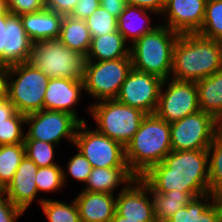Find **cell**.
Returning <instances> with one entry per match:
<instances>
[{
    "mask_svg": "<svg viewBox=\"0 0 222 222\" xmlns=\"http://www.w3.org/2000/svg\"><path fill=\"white\" fill-rule=\"evenodd\" d=\"M99 6V0H79L70 16L76 19L86 20Z\"/></svg>",
    "mask_w": 222,
    "mask_h": 222,
    "instance_id": "f35d334b",
    "label": "cell"
},
{
    "mask_svg": "<svg viewBox=\"0 0 222 222\" xmlns=\"http://www.w3.org/2000/svg\"><path fill=\"white\" fill-rule=\"evenodd\" d=\"M3 192H4V189L0 185V194H2Z\"/></svg>",
    "mask_w": 222,
    "mask_h": 222,
    "instance_id": "681fc988",
    "label": "cell"
},
{
    "mask_svg": "<svg viewBox=\"0 0 222 222\" xmlns=\"http://www.w3.org/2000/svg\"><path fill=\"white\" fill-rule=\"evenodd\" d=\"M49 77L28 62L9 66L8 100L18 113L43 110Z\"/></svg>",
    "mask_w": 222,
    "mask_h": 222,
    "instance_id": "52a82bcc",
    "label": "cell"
},
{
    "mask_svg": "<svg viewBox=\"0 0 222 222\" xmlns=\"http://www.w3.org/2000/svg\"><path fill=\"white\" fill-rule=\"evenodd\" d=\"M91 38L117 31V18L99 6L86 20Z\"/></svg>",
    "mask_w": 222,
    "mask_h": 222,
    "instance_id": "e575fe53",
    "label": "cell"
},
{
    "mask_svg": "<svg viewBox=\"0 0 222 222\" xmlns=\"http://www.w3.org/2000/svg\"><path fill=\"white\" fill-rule=\"evenodd\" d=\"M86 57L66 47L58 38L33 43L28 63L49 79L83 81Z\"/></svg>",
    "mask_w": 222,
    "mask_h": 222,
    "instance_id": "5b68a950",
    "label": "cell"
},
{
    "mask_svg": "<svg viewBox=\"0 0 222 222\" xmlns=\"http://www.w3.org/2000/svg\"><path fill=\"white\" fill-rule=\"evenodd\" d=\"M166 222H222V202L211 193L197 196Z\"/></svg>",
    "mask_w": 222,
    "mask_h": 222,
    "instance_id": "ffe728a7",
    "label": "cell"
},
{
    "mask_svg": "<svg viewBox=\"0 0 222 222\" xmlns=\"http://www.w3.org/2000/svg\"><path fill=\"white\" fill-rule=\"evenodd\" d=\"M38 166L26 155L18 166L12 181L4 189L8 199L24 212L38 196L36 173Z\"/></svg>",
    "mask_w": 222,
    "mask_h": 222,
    "instance_id": "ac0fdd59",
    "label": "cell"
},
{
    "mask_svg": "<svg viewBox=\"0 0 222 222\" xmlns=\"http://www.w3.org/2000/svg\"><path fill=\"white\" fill-rule=\"evenodd\" d=\"M66 166L68 174L81 183L87 182L89 174L93 168L90 162L79 150H77V153L74 154V156L70 157Z\"/></svg>",
    "mask_w": 222,
    "mask_h": 222,
    "instance_id": "d590c367",
    "label": "cell"
},
{
    "mask_svg": "<svg viewBox=\"0 0 222 222\" xmlns=\"http://www.w3.org/2000/svg\"><path fill=\"white\" fill-rule=\"evenodd\" d=\"M23 143L25 146V155L38 167L59 165L54 161V148L58 145L35 139H25Z\"/></svg>",
    "mask_w": 222,
    "mask_h": 222,
    "instance_id": "d6a6232c",
    "label": "cell"
},
{
    "mask_svg": "<svg viewBox=\"0 0 222 222\" xmlns=\"http://www.w3.org/2000/svg\"><path fill=\"white\" fill-rule=\"evenodd\" d=\"M110 222H139V221L127 220L126 218L120 216L117 212H115L114 217L111 219Z\"/></svg>",
    "mask_w": 222,
    "mask_h": 222,
    "instance_id": "bcb514c9",
    "label": "cell"
},
{
    "mask_svg": "<svg viewBox=\"0 0 222 222\" xmlns=\"http://www.w3.org/2000/svg\"><path fill=\"white\" fill-rule=\"evenodd\" d=\"M152 192L173 190L190 193L194 198L209 193L207 150L171 151L163 162L152 166L140 177Z\"/></svg>",
    "mask_w": 222,
    "mask_h": 222,
    "instance_id": "6da1fadb",
    "label": "cell"
},
{
    "mask_svg": "<svg viewBox=\"0 0 222 222\" xmlns=\"http://www.w3.org/2000/svg\"><path fill=\"white\" fill-rule=\"evenodd\" d=\"M207 0H166L160 16L165 17L163 25L178 34L198 33L205 16Z\"/></svg>",
    "mask_w": 222,
    "mask_h": 222,
    "instance_id": "9a60e30c",
    "label": "cell"
},
{
    "mask_svg": "<svg viewBox=\"0 0 222 222\" xmlns=\"http://www.w3.org/2000/svg\"><path fill=\"white\" fill-rule=\"evenodd\" d=\"M23 27L33 43L59 37L63 15L47 8L20 15Z\"/></svg>",
    "mask_w": 222,
    "mask_h": 222,
    "instance_id": "44dd1931",
    "label": "cell"
},
{
    "mask_svg": "<svg viewBox=\"0 0 222 222\" xmlns=\"http://www.w3.org/2000/svg\"><path fill=\"white\" fill-rule=\"evenodd\" d=\"M79 0H45V7L61 15H70Z\"/></svg>",
    "mask_w": 222,
    "mask_h": 222,
    "instance_id": "ab89813d",
    "label": "cell"
},
{
    "mask_svg": "<svg viewBox=\"0 0 222 222\" xmlns=\"http://www.w3.org/2000/svg\"><path fill=\"white\" fill-rule=\"evenodd\" d=\"M199 110L196 82L172 78L163 80L155 111L159 118L172 123Z\"/></svg>",
    "mask_w": 222,
    "mask_h": 222,
    "instance_id": "7c38bea8",
    "label": "cell"
},
{
    "mask_svg": "<svg viewBox=\"0 0 222 222\" xmlns=\"http://www.w3.org/2000/svg\"><path fill=\"white\" fill-rule=\"evenodd\" d=\"M127 43L118 30L100 37H94L91 40L86 62H99L131 57L130 45Z\"/></svg>",
    "mask_w": 222,
    "mask_h": 222,
    "instance_id": "cb8c5ba5",
    "label": "cell"
},
{
    "mask_svg": "<svg viewBox=\"0 0 222 222\" xmlns=\"http://www.w3.org/2000/svg\"><path fill=\"white\" fill-rule=\"evenodd\" d=\"M83 92V81L63 78L49 79L43 109L67 112L75 116L80 122H86L83 117H78V113L74 109L79 104Z\"/></svg>",
    "mask_w": 222,
    "mask_h": 222,
    "instance_id": "2e32d148",
    "label": "cell"
},
{
    "mask_svg": "<svg viewBox=\"0 0 222 222\" xmlns=\"http://www.w3.org/2000/svg\"><path fill=\"white\" fill-rule=\"evenodd\" d=\"M133 68L131 57L85 62L84 92L95 101L116 99L119 90Z\"/></svg>",
    "mask_w": 222,
    "mask_h": 222,
    "instance_id": "ba28073f",
    "label": "cell"
},
{
    "mask_svg": "<svg viewBox=\"0 0 222 222\" xmlns=\"http://www.w3.org/2000/svg\"><path fill=\"white\" fill-rule=\"evenodd\" d=\"M58 39L71 50L87 56L91 46V35L85 20L64 15Z\"/></svg>",
    "mask_w": 222,
    "mask_h": 222,
    "instance_id": "484cf974",
    "label": "cell"
},
{
    "mask_svg": "<svg viewBox=\"0 0 222 222\" xmlns=\"http://www.w3.org/2000/svg\"><path fill=\"white\" fill-rule=\"evenodd\" d=\"M81 122L63 111L40 110L26 115L28 128L25 139H35L59 145L62 139L74 144L77 128Z\"/></svg>",
    "mask_w": 222,
    "mask_h": 222,
    "instance_id": "8fae6325",
    "label": "cell"
},
{
    "mask_svg": "<svg viewBox=\"0 0 222 222\" xmlns=\"http://www.w3.org/2000/svg\"><path fill=\"white\" fill-rule=\"evenodd\" d=\"M180 34L158 24L130 45L134 69L154 74L163 80L170 78L173 67V49Z\"/></svg>",
    "mask_w": 222,
    "mask_h": 222,
    "instance_id": "277c9868",
    "label": "cell"
},
{
    "mask_svg": "<svg viewBox=\"0 0 222 222\" xmlns=\"http://www.w3.org/2000/svg\"><path fill=\"white\" fill-rule=\"evenodd\" d=\"M222 68V42L198 33L178 36L170 78L197 82Z\"/></svg>",
    "mask_w": 222,
    "mask_h": 222,
    "instance_id": "7a4b0ae2",
    "label": "cell"
},
{
    "mask_svg": "<svg viewBox=\"0 0 222 222\" xmlns=\"http://www.w3.org/2000/svg\"><path fill=\"white\" fill-rule=\"evenodd\" d=\"M198 34L222 42V0H207L204 20Z\"/></svg>",
    "mask_w": 222,
    "mask_h": 222,
    "instance_id": "1f68e13d",
    "label": "cell"
},
{
    "mask_svg": "<svg viewBox=\"0 0 222 222\" xmlns=\"http://www.w3.org/2000/svg\"><path fill=\"white\" fill-rule=\"evenodd\" d=\"M33 42L27 35L21 17L6 9L3 66L28 62Z\"/></svg>",
    "mask_w": 222,
    "mask_h": 222,
    "instance_id": "e0dca14e",
    "label": "cell"
},
{
    "mask_svg": "<svg viewBox=\"0 0 222 222\" xmlns=\"http://www.w3.org/2000/svg\"><path fill=\"white\" fill-rule=\"evenodd\" d=\"M136 177L128 167L92 168L83 191L115 194V189L128 185Z\"/></svg>",
    "mask_w": 222,
    "mask_h": 222,
    "instance_id": "603a6c76",
    "label": "cell"
},
{
    "mask_svg": "<svg viewBox=\"0 0 222 222\" xmlns=\"http://www.w3.org/2000/svg\"><path fill=\"white\" fill-rule=\"evenodd\" d=\"M220 134V122L201 110L170 123L173 151L207 150Z\"/></svg>",
    "mask_w": 222,
    "mask_h": 222,
    "instance_id": "9c48e42d",
    "label": "cell"
},
{
    "mask_svg": "<svg viewBox=\"0 0 222 222\" xmlns=\"http://www.w3.org/2000/svg\"><path fill=\"white\" fill-rule=\"evenodd\" d=\"M24 211L14 205L3 192L0 194V222H16Z\"/></svg>",
    "mask_w": 222,
    "mask_h": 222,
    "instance_id": "74e56055",
    "label": "cell"
},
{
    "mask_svg": "<svg viewBox=\"0 0 222 222\" xmlns=\"http://www.w3.org/2000/svg\"><path fill=\"white\" fill-rule=\"evenodd\" d=\"M100 6L118 18L127 6L126 0H99Z\"/></svg>",
    "mask_w": 222,
    "mask_h": 222,
    "instance_id": "b9f144b4",
    "label": "cell"
},
{
    "mask_svg": "<svg viewBox=\"0 0 222 222\" xmlns=\"http://www.w3.org/2000/svg\"><path fill=\"white\" fill-rule=\"evenodd\" d=\"M73 145L93 168L128 167L125 147L98 132L94 127L91 129L86 122L79 124Z\"/></svg>",
    "mask_w": 222,
    "mask_h": 222,
    "instance_id": "30bf717a",
    "label": "cell"
},
{
    "mask_svg": "<svg viewBox=\"0 0 222 222\" xmlns=\"http://www.w3.org/2000/svg\"><path fill=\"white\" fill-rule=\"evenodd\" d=\"M171 151L170 123L156 114H147L125 146V157L131 173L141 177L152 166L163 162Z\"/></svg>",
    "mask_w": 222,
    "mask_h": 222,
    "instance_id": "3957f363",
    "label": "cell"
},
{
    "mask_svg": "<svg viewBox=\"0 0 222 222\" xmlns=\"http://www.w3.org/2000/svg\"><path fill=\"white\" fill-rule=\"evenodd\" d=\"M24 156V143L0 145V185L3 189L12 181Z\"/></svg>",
    "mask_w": 222,
    "mask_h": 222,
    "instance_id": "83f0119b",
    "label": "cell"
},
{
    "mask_svg": "<svg viewBox=\"0 0 222 222\" xmlns=\"http://www.w3.org/2000/svg\"><path fill=\"white\" fill-rule=\"evenodd\" d=\"M5 28H6V9L0 12V65H3Z\"/></svg>",
    "mask_w": 222,
    "mask_h": 222,
    "instance_id": "f6af8a7d",
    "label": "cell"
},
{
    "mask_svg": "<svg viewBox=\"0 0 222 222\" xmlns=\"http://www.w3.org/2000/svg\"><path fill=\"white\" fill-rule=\"evenodd\" d=\"M16 112L14 105L8 99L0 102V125L5 123V120L11 118Z\"/></svg>",
    "mask_w": 222,
    "mask_h": 222,
    "instance_id": "ee69618b",
    "label": "cell"
},
{
    "mask_svg": "<svg viewBox=\"0 0 222 222\" xmlns=\"http://www.w3.org/2000/svg\"><path fill=\"white\" fill-rule=\"evenodd\" d=\"M209 164V193L222 202V135L219 134L207 149Z\"/></svg>",
    "mask_w": 222,
    "mask_h": 222,
    "instance_id": "f1b7e54d",
    "label": "cell"
},
{
    "mask_svg": "<svg viewBox=\"0 0 222 222\" xmlns=\"http://www.w3.org/2000/svg\"><path fill=\"white\" fill-rule=\"evenodd\" d=\"M162 83L163 79L159 76L132 68L116 100L146 114H155Z\"/></svg>",
    "mask_w": 222,
    "mask_h": 222,
    "instance_id": "4fadbf2b",
    "label": "cell"
},
{
    "mask_svg": "<svg viewBox=\"0 0 222 222\" xmlns=\"http://www.w3.org/2000/svg\"><path fill=\"white\" fill-rule=\"evenodd\" d=\"M9 67L0 65V102L8 99Z\"/></svg>",
    "mask_w": 222,
    "mask_h": 222,
    "instance_id": "7bdbcfd3",
    "label": "cell"
},
{
    "mask_svg": "<svg viewBox=\"0 0 222 222\" xmlns=\"http://www.w3.org/2000/svg\"><path fill=\"white\" fill-rule=\"evenodd\" d=\"M115 194L80 191L74 198L81 222H110L116 212Z\"/></svg>",
    "mask_w": 222,
    "mask_h": 222,
    "instance_id": "d6986e66",
    "label": "cell"
},
{
    "mask_svg": "<svg viewBox=\"0 0 222 222\" xmlns=\"http://www.w3.org/2000/svg\"><path fill=\"white\" fill-rule=\"evenodd\" d=\"M116 212L127 220L156 222L151 190L140 177L118 191Z\"/></svg>",
    "mask_w": 222,
    "mask_h": 222,
    "instance_id": "5bb4252c",
    "label": "cell"
},
{
    "mask_svg": "<svg viewBox=\"0 0 222 222\" xmlns=\"http://www.w3.org/2000/svg\"><path fill=\"white\" fill-rule=\"evenodd\" d=\"M156 222H166L178 210L186 206L194 197L184 191L157 193L151 191Z\"/></svg>",
    "mask_w": 222,
    "mask_h": 222,
    "instance_id": "4316f807",
    "label": "cell"
},
{
    "mask_svg": "<svg viewBox=\"0 0 222 222\" xmlns=\"http://www.w3.org/2000/svg\"><path fill=\"white\" fill-rule=\"evenodd\" d=\"M96 122V130L124 147L130 142L147 115L140 109L124 105L116 99L94 102L88 106Z\"/></svg>",
    "mask_w": 222,
    "mask_h": 222,
    "instance_id": "8992f818",
    "label": "cell"
},
{
    "mask_svg": "<svg viewBox=\"0 0 222 222\" xmlns=\"http://www.w3.org/2000/svg\"><path fill=\"white\" fill-rule=\"evenodd\" d=\"M154 13V11L142 7L127 5L117 18V30L131 45L144 34L158 26V24L151 25L150 14Z\"/></svg>",
    "mask_w": 222,
    "mask_h": 222,
    "instance_id": "7402d4cb",
    "label": "cell"
},
{
    "mask_svg": "<svg viewBox=\"0 0 222 222\" xmlns=\"http://www.w3.org/2000/svg\"><path fill=\"white\" fill-rule=\"evenodd\" d=\"M67 176L69 175L61 165L39 167L35 178L38 194L39 192H59L67 184Z\"/></svg>",
    "mask_w": 222,
    "mask_h": 222,
    "instance_id": "4dcf8cb0",
    "label": "cell"
},
{
    "mask_svg": "<svg viewBox=\"0 0 222 222\" xmlns=\"http://www.w3.org/2000/svg\"><path fill=\"white\" fill-rule=\"evenodd\" d=\"M44 8L45 0H6V9L19 16L39 12Z\"/></svg>",
    "mask_w": 222,
    "mask_h": 222,
    "instance_id": "8d00e7d4",
    "label": "cell"
},
{
    "mask_svg": "<svg viewBox=\"0 0 222 222\" xmlns=\"http://www.w3.org/2000/svg\"><path fill=\"white\" fill-rule=\"evenodd\" d=\"M200 110L222 121V68L196 82Z\"/></svg>",
    "mask_w": 222,
    "mask_h": 222,
    "instance_id": "d4e9b609",
    "label": "cell"
},
{
    "mask_svg": "<svg viewBox=\"0 0 222 222\" xmlns=\"http://www.w3.org/2000/svg\"><path fill=\"white\" fill-rule=\"evenodd\" d=\"M220 134L222 135V121L220 122Z\"/></svg>",
    "mask_w": 222,
    "mask_h": 222,
    "instance_id": "c3c4849f",
    "label": "cell"
},
{
    "mask_svg": "<svg viewBox=\"0 0 222 222\" xmlns=\"http://www.w3.org/2000/svg\"><path fill=\"white\" fill-rule=\"evenodd\" d=\"M6 9V0H0V12Z\"/></svg>",
    "mask_w": 222,
    "mask_h": 222,
    "instance_id": "7dc6e473",
    "label": "cell"
},
{
    "mask_svg": "<svg viewBox=\"0 0 222 222\" xmlns=\"http://www.w3.org/2000/svg\"><path fill=\"white\" fill-rule=\"evenodd\" d=\"M26 115L16 112L0 125V145L23 143ZM24 125V127H23Z\"/></svg>",
    "mask_w": 222,
    "mask_h": 222,
    "instance_id": "836d02e7",
    "label": "cell"
},
{
    "mask_svg": "<svg viewBox=\"0 0 222 222\" xmlns=\"http://www.w3.org/2000/svg\"><path fill=\"white\" fill-rule=\"evenodd\" d=\"M38 204L49 222H81L75 200L64 203L50 198H38Z\"/></svg>",
    "mask_w": 222,
    "mask_h": 222,
    "instance_id": "f546056e",
    "label": "cell"
},
{
    "mask_svg": "<svg viewBox=\"0 0 222 222\" xmlns=\"http://www.w3.org/2000/svg\"><path fill=\"white\" fill-rule=\"evenodd\" d=\"M126 3L154 11L155 16H160L165 8L166 0H126Z\"/></svg>",
    "mask_w": 222,
    "mask_h": 222,
    "instance_id": "60d3db41",
    "label": "cell"
}]
</instances>
